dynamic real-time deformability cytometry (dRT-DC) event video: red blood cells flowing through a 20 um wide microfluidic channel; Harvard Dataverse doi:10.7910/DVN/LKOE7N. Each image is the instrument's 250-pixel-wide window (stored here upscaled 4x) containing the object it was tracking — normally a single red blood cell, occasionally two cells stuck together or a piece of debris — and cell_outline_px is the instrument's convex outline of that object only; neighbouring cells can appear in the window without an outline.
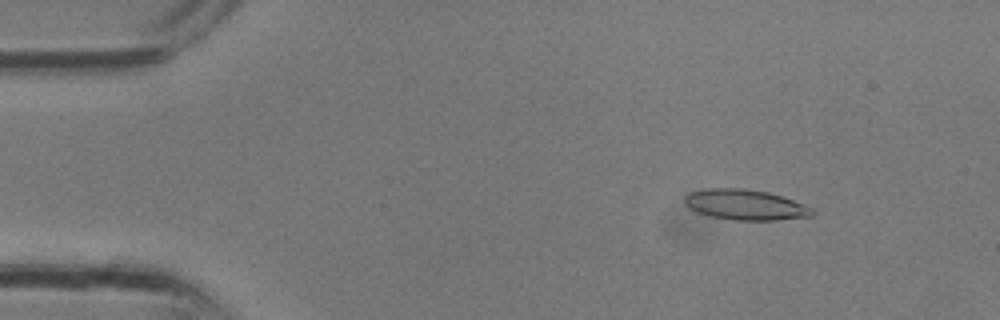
{"species": "common noctule bat (a hibernating species)", "species_latin": "Nyctalus noctula", "temperature_condition": "room temperature", "stored_images_in_passage": 12, "camera_frame_rate_fps": 3000, "um_per_image_px": 0.085, "animal": {"sex": "male", "body_mass_g": 13.3}, "frame": {"image": 1, "passage_image": 1, "time_ms": 0.0, "image_size_px": [1000, 320], "cell_outline_px": [[816, 212], [812, 216], [776, 220], [736, 220], [708, 216], [696, 212], [688, 208], [684, 204], [684, 196], [692, 192], [704, 188], [744, 188], [768, 192], [784, 196], [804, 204], [812, 208]], "centroid_in_image_um": [63.34, 17.4], "position_along_channel_um": 21.7, "area_um2": 22.95}}
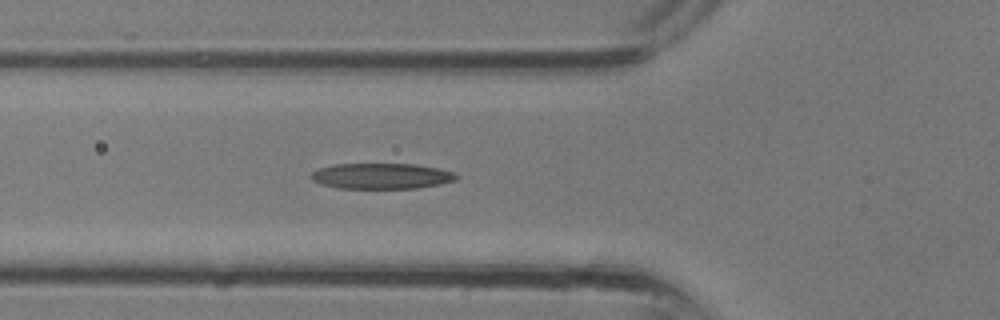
{"frame": {"image": 2, "passage_image": 8, "time_ms": 2.333, "image_size_px": [1000, 320], "cell_outline_px": [[460, 176], [456, 180], [440, 184], [416, 188], [336, 188], [320, 184], [312, 180], [312, 172], [320, 168], [332, 164], [416, 164], [440, 168], [456, 172]], "centroid_in_image_um": [32.47, 14.96], "position_along_channel_um": 93.3, "area_um2": 21.91}}
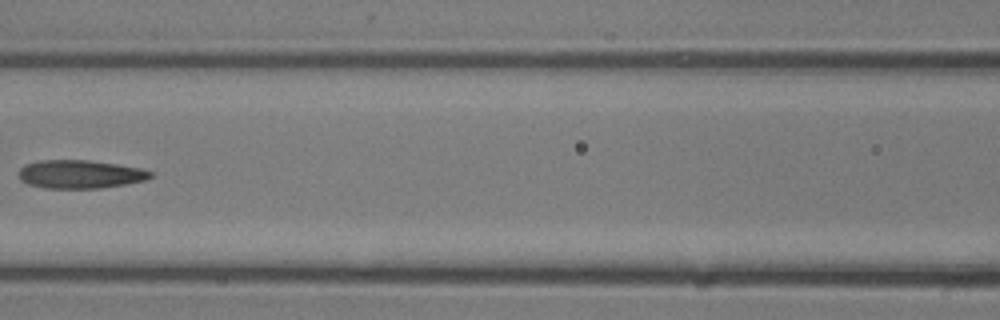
{"frame": {"image": 3, "passage_image": 11, "time_ms": 3.333, "image_size_px": [1000, 320], "cell_outline_px": [[152, 176], [144, 180], [124, 184], [100, 188], [44, 188], [28, 184], [20, 180], [20, 168], [24, 164], [40, 160], [88, 160], [116, 164], [140, 168], [152, 172]], "centroid_in_image_um": [6.77, 14.8], "position_along_channel_um": 159.8, "area_um2": 21.62}}